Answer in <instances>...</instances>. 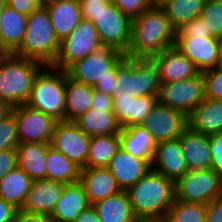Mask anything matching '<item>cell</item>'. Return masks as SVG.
<instances>
[{
    "instance_id": "cell-1",
    "label": "cell",
    "mask_w": 222,
    "mask_h": 222,
    "mask_svg": "<svg viewBox=\"0 0 222 222\" xmlns=\"http://www.w3.org/2000/svg\"><path fill=\"white\" fill-rule=\"evenodd\" d=\"M176 31L160 6H152L132 20L130 45L126 57L151 59L175 46Z\"/></svg>"
},
{
    "instance_id": "cell-2",
    "label": "cell",
    "mask_w": 222,
    "mask_h": 222,
    "mask_svg": "<svg viewBox=\"0 0 222 222\" xmlns=\"http://www.w3.org/2000/svg\"><path fill=\"white\" fill-rule=\"evenodd\" d=\"M126 192L137 219H164L175 200V182L150 169Z\"/></svg>"
},
{
    "instance_id": "cell-3",
    "label": "cell",
    "mask_w": 222,
    "mask_h": 222,
    "mask_svg": "<svg viewBox=\"0 0 222 222\" xmlns=\"http://www.w3.org/2000/svg\"><path fill=\"white\" fill-rule=\"evenodd\" d=\"M79 2L83 19L94 24L101 44L125 54L130 45L132 19L122 13L112 0Z\"/></svg>"
},
{
    "instance_id": "cell-4",
    "label": "cell",
    "mask_w": 222,
    "mask_h": 222,
    "mask_svg": "<svg viewBox=\"0 0 222 222\" xmlns=\"http://www.w3.org/2000/svg\"><path fill=\"white\" fill-rule=\"evenodd\" d=\"M161 80L151 59L124 56L116 65V81L112 98L158 96Z\"/></svg>"
},
{
    "instance_id": "cell-5",
    "label": "cell",
    "mask_w": 222,
    "mask_h": 222,
    "mask_svg": "<svg viewBox=\"0 0 222 222\" xmlns=\"http://www.w3.org/2000/svg\"><path fill=\"white\" fill-rule=\"evenodd\" d=\"M44 64L14 54H0V100L11 107L25 104Z\"/></svg>"
},
{
    "instance_id": "cell-6",
    "label": "cell",
    "mask_w": 222,
    "mask_h": 222,
    "mask_svg": "<svg viewBox=\"0 0 222 222\" xmlns=\"http://www.w3.org/2000/svg\"><path fill=\"white\" fill-rule=\"evenodd\" d=\"M59 41L52 27L49 12L39 7L27 15L26 29L16 56L52 65L58 55Z\"/></svg>"
},
{
    "instance_id": "cell-7",
    "label": "cell",
    "mask_w": 222,
    "mask_h": 222,
    "mask_svg": "<svg viewBox=\"0 0 222 222\" xmlns=\"http://www.w3.org/2000/svg\"><path fill=\"white\" fill-rule=\"evenodd\" d=\"M66 81V70L45 65L36 75L25 104L59 121H66Z\"/></svg>"
},
{
    "instance_id": "cell-8",
    "label": "cell",
    "mask_w": 222,
    "mask_h": 222,
    "mask_svg": "<svg viewBox=\"0 0 222 222\" xmlns=\"http://www.w3.org/2000/svg\"><path fill=\"white\" fill-rule=\"evenodd\" d=\"M222 196V175L213 169L189 170L175 182V199L208 204Z\"/></svg>"
},
{
    "instance_id": "cell-9",
    "label": "cell",
    "mask_w": 222,
    "mask_h": 222,
    "mask_svg": "<svg viewBox=\"0 0 222 222\" xmlns=\"http://www.w3.org/2000/svg\"><path fill=\"white\" fill-rule=\"evenodd\" d=\"M125 54L112 47H102L75 61L67 69L68 76L80 83L94 86L105 77H116V65Z\"/></svg>"
},
{
    "instance_id": "cell-10",
    "label": "cell",
    "mask_w": 222,
    "mask_h": 222,
    "mask_svg": "<svg viewBox=\"0 0 222 222\" xmlns=\"http://www.w3.org/2000/svg\"><path fill=\"white\" fill-rule=\"evenodd\" d=\"M102 47L94 24L89 20L82 19L76 28L59 42L58 55L51 66L66 70L75 61Z\"/></svg>"
},
{
    "instance_id": "cell-11",
    "label": "cell",
    "mask_w": 222,
    "mask_h": 222,
    "mask_svg": "<svg viewBox=\"0 0 222 222\" xmlns=\"http://www.w3.org/2000/svg\"><path fill=\"white\" fill-rule=\"evenodd\" d=\"M205 99L202 73L176 82L161 83L158 102L189 117Z\"/></svg>"
},
{
    "instance_id": "cell-12",
    "label": "cell",
    "mask_w": 222,
    "mask_h": 222,
    "mask_svg": "<svg viewBox=\"0 0 222 222\" xmlns=\"http://www.w3.org/2000/svg\"><path fill=\"white\" fill-rule=\"evenodd\" d=\"M11 113L15 116L19 143H50L57 124L55 117L35 110L26 104L14 106Z\"/></svg>"
},
{
    "instance_id": "cell-13",
    "label": "cell",
    "mask_w": 222,
    "mask_h": 222,
    "mask_svg": "<svg viewBox=\"0 0 222 222\" xmlns=\"http://www.w3.org/2000/svg\"><path fill=\"white\" fill-rule=\"evenodd\" d=\"M90 141L91 136L81 131L74 122L60 121L50 144L82 169L86 168Z\"/></svg>"
},
{
    "instance_id": "cell-14",
    "label": "cell",
    "mask_w": 222,
    "mask_h": 222,
    "mask_svg": "<svg viewBox=\"0 0 222 222\" xmlns=\"http://www.w3.org/2000/svg\"><path fill=\"white\" fill-rule=\"evenodd\" d=\"M141 125L158 143L178 139L188 127V117L180 111L157 102Z\"/></svg>"
},
{
    "instance_id": "cell-15",
    "label": "cell",
    "mask_w": 222,
    "mask_h": 222,
    "mask_svg": "<svg viewBox=\"0 0 222 222\" xmlns=\"http://www.w3.org/2000/svg\"><path fill=\"white\" fill-rule=\"evenodd\" d=\"M175 47L192 61L200 72L215 67L218 53L217 37H175Z\"/></svg>"
},
{
    "instance_id": "cell-16",
    "label": "cell",
    "mask_w": 222,
    "mask_h": 222,
    "mask_svg": "<svg viewBox=\"0 0 222 222\" xmlns=\"http://www.w3.org/2000/svg\"><path fill=\"white\" fill-rule=\"evenodd\" d=\"M151 60L158 68L161 83L189 79L200 72L175 46L153 56Z\"/></svg>"
},
{
    "instance_id": "cell-17",
    "label": "cell",
    "mask_w": 222,
    "mask_h": 222,
    "mask_svg": "<svg viewBox=\"0 0 222 222\" xmlns=\"http://www.w3.org/2000/svg\"><path fill=\"white\" fill-rule=\"evenodd\" d=\"M151 169L174 182L189 171L182 154L179 139L157 143Z\"/></svg>"
},
{
    "instance_id": "cell-18",
    "label": "cell",
    "mask_w": 222,
    "mask_h": 222,
    "mask_svg": "<svg viewBox=\"0 0 222 222\" xmlns=\"http://www.w3.org/2000/svg\"><path fill=\"white\" fill-rule=\"evenodd\" d=\"M65 184L53 180H34L21 210L29 213L51 215Z\"/></svg>"
},
{
    "instance_id": "cell-19",
    "label": "cell",
    "mask_w": 222,
    "mask_h": 222,
    "mask_svg": "<svg viewBox=\"0 0 222 222\" xmlns=\"http://www.w3.org/2000/svg\"><path fill=\"white\" fill-rule=\"evenodd\" d=\"M79 182L83 185L91 205L122 191L107 167L82 168Z\"/></svg>"
},
{
    "instance_id": "cell-20",
    "label": "cell",
    "mask_w": 222,
    "mask_h": 222,
    "mask_svg": "<svg viewBox=\"0 0 222 222\" xmlns=\"http://www.w3.org/2000/svg\"><path fill=\"white\" fill-rule=\"evenodd\" d=\"M107 168L121 190L126 191L151 169V165L145 159L134 157L120 148Z\"/></svg>"
},
{
    "instance_id": "cell-21",
    "label": "cell",
    "mask_w": 222,
    "mask_h": 222,
    "mask_svg": "<svg viewBox=\"0 0 222 222\" xmlns=\"http://www.w3.org/2000/svg\"><path fill=\"white\" fill-rule=\"evenodd\" d=\"M178 139L189 170L210 168L211 149L209 135L198 133L187 127Z\"/></svg>"
},
{
    "instance_id": "cell-22",
    "label": "cell",
    "mask_w": 222,
    "mask_h": 222,
    "mask_svg": "<svg viewBox=\"0 0 222 222\" xmlns=\"http://www.w3.org/2000/svg\"><path fill=\"white\" fill-rule=\"evenodd\" d=\"M113 113L121 128L142 124L158 102V96L112 98Z\"/></svg>"
},
{
    "instance_id": "cell-23",
    "label": "cell",
    "mask_w": 222,
    "mask_h": 222,
    "mask_svg": "<svg viewBox=\"0 0 222 222\" xmlns=\"http://www.w3.org/2000/svg\"><path fill=\"white\" fill-rule=\"evenodd\" d=\"M90 205L84 187L79 181L65 184L51 218L54 222H74Z\"/></svg>"
},
{
    "instance_id": "cell-24",
    "label": "cell",
    "mask_w": 222,
    "mask_h": 222,
    "mask_svg": "<svg viewBox=\"0 0 222 222\" xmlns=\"http://www.w3.org/2000/svg\"><path fill=\"white\" fill-rule=\"evenodd\" d=\"M27 16L7 4L0 14V54H13L21 45Z\"/></svg>"
},
{
    "instance_id": "cell-25",
    "label": "cell",
    "mask_w": 222,
    "mask_h": 222,
    "mask_svg": "<svg viewBox=\"0 0 222 222\" xmlns=\"http://www.w3.org/2000/svg\"><path fill=\"white\" fill-rule=\"evenodd\" d=\"M49 12L56 38L60 42L83 19L79 0H57L45 7Z\"/></svg>"
},
{
    "instance_id": "cell-26",
    "label": "cell",
    "mask_w": 222,
    "mask_h": 222,
    "mask_svg": "<svg viewBox=\"0 0 222 222\" xmlns=\"http://www.w3.org/2000/svg\"><path fill=\"white\" fill-rule=\"evenodd\" d=\"M188 127L209 136L222 132V100L205 98L188 117Z\"/></svg>"
},
{
    "instance_id": "cell-27",
    "label": "cell",
    "mask_w": 222,
    "mask_h": 222,
    "mask_svg": "<svg viewBox=\"0 0 222 222\" xmlns=\"http://www.w3.org/2000/svg\"><path fill=\"white\" fill-rule=\"evenodd\" d=\"M119 137L125 152L152 164L157 142L144 126L140 124L121 128Z\"/></svg>"
},
{
    "instance_id": "cell-28",
    "label": "cell",
    "mask_w": 222,
    "mask_h": 222,
    "mask_svg": "<svg viewBox=\"0 0 222 222\" xmlns=\"http://www.w3.org/2000/svg\"><path fill=\"white\" fill-rule=\"evenodd\" d=\"M50 143H19L17 146L18 167L34 180L46 179V156Z\"/></svg>"
},
{
    "instance_id": "cell-29",
    "label": "cell",
    "mask_w": 222,
    "mask_h": 222,
    "mask_svg": "<svg viewBox=\"0 0 222 222\" xmlns=\"http://www.w3.org/2000/svg\"><path fill=\"white\" fill-rule=\"evenodd\" d=\"M100 222H135L128 194L125 190L92 204Z\"/></svg>"
},
{
    "instance_id": "cell-30",
    "label": "cell",
    "mask_w": 222,
    "mask_h": 222,
    "mask_svg": "<svg viewBox=\"0 0 222 222\" xmlns=\"http://www.w3.org/2000/svg\"><path fill=\"white\" fill-rule=\"evenodd\" d=\"M32 182L28 174L17 166L0 180V198L21 209Z\"/></svg>"
},
{
    "instance_id": "cell-31",
    "label": "cell",
    "mask_w": 222,
    "mask_h": 222,
    "mask_svg": "<svg viewBox=\"0 0 222 222\" xmlns=\"http://www.w3.org/2000/svg\"><path fill=\"white\" fill-rule=\"evenodd\" d=\"M74 123L81 131L90 136L119 134L121 131V126L113 111H105V109L90 108Z\"/></svg>"
},
{
    "instance_id": "cell-32",
    "label": "cell",
    "mask_w": 222,
    "mask_h": 222,
    "mask_svg": "<svg viewBox=\"0 0 222 222\" xmlns=\"http://www.w3.org/2000/svg\"><path fill=\"white\" fill-rule=\"evenodd\" d=\"M93 91V86L77 82L71 79L67 73L66 122H74L90 109Z\"/></svg>"
},
{
    "instance_id": "cell-33",
    "label": "cell",
    "mask_w": 222,
    "mask_h": 222,
    "mask_svg": "<svg viewBox=\"0 0 222 222\" xmlns=\"http://www.w3.org/2000/svg\"><path fill=\"white\" fill-rule=\"evenodd\" d=\"M46 179L64 184L79 181L81 168L52 146L47 149Z\"/></svg>"
},
{
    "instance_id": "cell-34",
    "label": "cell",
    "mask_w": 222,
    "mask_h": 222,
    "mask_svg": "<svg viewBox=\"0 0 222 222\" xmlns=\"http://www.w3.org/2000/svg\"><path fill=\"white\" fill-rule=\"evenodd\" d=\"M120 148L119 134L91 136L86 167H107Z\"/></svg>"
},
{
    "instance_id": "cell-35",
    "label": "cell",
    "mask_w": 222,
    "mask_h": 222,
    "mask_svg": "<svg viewBox=\"0 0 222 222\" xmlns=\"http://www.w3.org/2000/svg\"><path fill=\"white\" fill-rule=\"evenodd\" d=\"M204 3L205 0H167L160 7L164 10L172 28L177 31L200 16Z\"/></svg>"
},
{
    "instance_id": "cell-36",
    "label": "cell",
    "mask_w": 222,
    "mask_h": 222,
    "mask_svg": "<svg viewBox=\"0 0 222 222\" xmlns=\"http://www.w3.org/2000/svg\"><path fill=\"white\" fill-rule=\"evenodd\" d=\"M166 218L170 222H206V205L175 199Z\"/></svg>"
},
{
    "instance_id": "cell-37",
    "label": "cell",
    "mask_w": 222,
    "mask_h": 222,
    "mask_svg": "<svg viewBox=\"0 0 222 222\" xmlns=\"http://www.w3.org/2000/svg\"><path fill=\"white\" fill-rule=\"evenodd\" d=\"M200 17L212 36L222 37V0H205Z\"/></svg>"
},
{
    "instance_id": "cell-38",
    "label": "cell",
    "mask_w": 222,
    "mask_h": 222,
    "mask_svg": "<svg viewBox=\"0 0 222 222\" xmlns=\"http://www.w3.org/2000/svg\"><path fill=\"white\" fill-rule=\"evenodd\" d=\"M19 138L15 116L10 113L0 122V151L17 148Z\"/></svg>"
},
{
    "instance_id": "cell-39",
    "label": "cell",
    "mask_w": 222,
    "mask_h": 222,
    "mask_svg": "<svg viewBox=\"0 0 222 222\" xmlns=\"http://www.w3.org/2000/svg\"><path fill=\"white\" fill-rule=\"evenodd\" d=\"M205 98L222 100V69L211 68L202 71Z\"/></svg>"
},
{
    "instance_id": "cell-40",
    "label": "cell",
    "mask_w": 222,
    "mask_h": 222,
    "mask_svg": "<svg viewBox=\"0 0 222 222\" xmlns=\"http://www.w3.org/2000/svg\"><path fill=\"white\" fill-rule=\"evenodd\" d=\"M115 6L132 20L142 12L150 9L153 4L151 0H112Z\"/></svg>"
},
{
    "instance_id": "cell-41",
    "label": "cell",
    "mask_w": 222,
    "mask_h": 222,
    "mask_svg": "<svg viewBox=\"0 0 222 222\" xmlns=\"http://www.w3.org/2000/svg\"><path fill=\"white\" fill-rule=\"evenodd\" d=\"M194 36H203V37L212 36L210 32L207 31V28L205 27V24L200 16L189 21L176 31V37H194Z\"/></svg>"
},
{
    "instance_id": "cell-42",
    "label": "cell",
    "mask_w": 222,
    "mask_h": 222,
    "mask_svg": "<svg viewBox=\"0 0 222 222\" xmlns=\"http://www.w3.org/2000/svg\"><path fill=\"white\" fill-rule=\"evenodd\" d=\"M211 166L222 175V132L210 135Z\"/></svg>"
},
{
    "instance_id": "cell-43",
    "label": "cell",
    "mask_w": 222,
    "mask_h": 222,
    "mask_svg": "<svg viewBox=\"0 0 222 222\" xmlns=\"http://www.w3.org/2000/svg\"><path fill=\"white\" fill-rule=\"evenodd\" d=\"M17 166V148L0 151V180Z\"/></svg>"
},
{
    "instance_id": "cell-44",
    "label": "cell",
    "mask_w": 222,
    "mask_h": 222,
    "mask_svg": "<svg viewBox=\"0 0 222 222\" xmlns=\"http://www.w3.org/2000/svg\"><path fill=\"white\" fill-rule=\"evenodd\" d=\"M13 222H54L51 215L29 213L21 209H17L14 214Z\"/></svg>"
},
{
    "instance_id": "cell-45",
    "label": "cell",
    "mask_w": 222,
    "mask_h": 222,
    "mask_svg": "<svg viewBox=\"0 0 222 222\" xmlns=\"http://www.w3.org/2000/svg\"><path fill=\"white\" fill-rule=\"evenodd\" d=\"M6 4L13 10L26 16L39 8L36 0H6Z\"/></svg>"
},
{
    "instance_id": "cell-46",
    "label": "cell",
    "mask_w": 222,
    "mask_h": 222,
    "mask_svg": "<svg viewBox=\"0 0 222 222\" xmlns=\"http://www.w3.org/2000/svg\"><path fill=\"white\" fill-rule=\"evenodd\" d=\"M206 222H222V196L206 204Z\"/></svg>"
},
{
    "instance_id": "cell-47",
    "label": "cell",
    "mask_w": 222,
    "mask_h": 222,
    "mask_svg": "<svg viewBox=\"0 0 222 222\" xmlns=\"http://www.w3.org/2000/svg\"><path fill=\"white\" fill-rule=\"evenodd\" d=\"M113 99L110 95L94 90L92 96V109H105V111H113Z\"/></svg>"
},
{
    "instance_id": "cell-48",
    "label": "cell",
    "mask_w": 222,
    "mask_h": 222,
    "mask_svg": "<svg viewBox=\"0 0 222 222\" xmlns=\"http://www.w3.org/2000/svg\"><path fill=\"white\" fill-rule=\"evenodd\" d=\"M17 211L11 203L0 198V222H13L14 214Z\"/></svg>"
},
{
    "instance_id": "cell-49",
    "label": "cell",
    "mask_w": 222,
    "mask_h": 222,
    "mask_svg": "<svg viewBox=\"0 0 222 222\" xmlns=\"http://www.w3.org/2000/svg\"><path fill=\"white\" fill-rule=\"evenodd\" d=\"M115 81H116V77H105L104 79L99 80L93 86V89L96 91L111 95Z\"/></svg>"
},
{
    "instance_id": "cell-50",
    "label": "cell",
    "mask_w": 222,
    "mask_h": 222,
    "mask_svg": "<svg viewBox=\"0 0 222 222\" xmlns=\"http://www.w3.org/2000/svg\"><path fill=\"white\" fill-rule=\"evenodd\" d=\"M74 222H100V220L96 209L90 205L78 215Z\"/></svg>"
},
{
    "instance_id": "cell-51",
    "label": "cell",
    "mask_w": 222,
    "mask_h": 222,
    "mask_svg": "<svg viewBox=\"0 0 222 222\" xmlns=\"http://www.w3.org/2000/svg\"><path fill=\"white\" fill-rule=\"evenodd\" d=\"M12 107L5 101L0 100V122L11 113Z\"/></svg>"
},
{
    "instance_id": "cell-52",
    "label": "cell",
    "mask_w": 222,
    "mask_h": 222,
    "mask_svg": "<svg viewBox=\"0 0 222 222\" xmlns=\"http://www.w3.org/2000/svg\"><path fill=\"white\" fill-rule=\"evenodd\" d=\"M214 68L222 69V37L218 38V53Z\"/></svg>"
},
{
    "instance_id": "cell-53",
    "label": "cell",
    "mask_w": 222,
    "mask_h": 222,
    "mask_svg": "<svg viewBox=\"0 0 222 222\" xmlns=\"http://www.w3.org/2000/svg\"><path fill=\"white\" fill-rule=\"evenodd\" d=\"M39 7H46L47 5L54 3L57 0H36Z\"/></svg>"
},
{
    "instance_id": "cell-54",
    "label": "cell",
    "mask_w": 222,
    "mask_h": 222,
    "mask_svg": "<svg viewBox=\"0 0 222 222\" xmlns=\"http://www.w3.org/2000/svg\"><path fill=\"white\" fill-rule=\"evenodd\" d=\"M135 222H164V219H137Z\"/></svg>"
},
{
    "instance_id": "cell-55",
    "label": "cell",
    "mask_w": 222,
    "mask_h": 222,
    "mask_svg": "<svg viewBox=\"0 0 222 222\" xmlns=\"http://www.w3.org/2000/svg\"><path fill=\"white\" fill-rule=\"evenodd\" d=\"M167 0H151L153 6H160Z\"/></svg>"
},
{
    "instance_id": "cell-56",
    "label": "cell",
    "mask_w": 222,
    "mask_h": 222,
    "mask_svg": "<svg viewBox=\"0 0 222 222\" xmlns=\"http://www.w3.org/2000/svg\"><path fill=\"white\" fill-rule=\"evenodd\" d=\"M5 5H6V0H0V14H1Z\"/></svg>"
},
{
    "instance_id": "cell-57",
    "label": "cell",
    "mask_w": 222,
    "mask_h": 222,
    "mask_svg": "<svg viewBox=\"0 0 222 222\" xmlns=\"http://www.w3.org/2000/svg\"><path fill=\"white\" fill-rule=\"evenodd\" d=\"M79 1H109V0H79Z\"/></svg>"
},
{
    "instance_id": "cell-58",
    "label": "cell",
    "mask_w": 222,
    "mask_h": 222,
    "mask_svg": "<svg viewBox=\"0 0 222 222\" xmlns=\"http://www.w3.org/2000/svg\"><path fill=\"white\" fill-rule=\"evenodd\" d=\"M164 222H170L166 217L164 218Z\"/></svg>"
}]
</instances>
